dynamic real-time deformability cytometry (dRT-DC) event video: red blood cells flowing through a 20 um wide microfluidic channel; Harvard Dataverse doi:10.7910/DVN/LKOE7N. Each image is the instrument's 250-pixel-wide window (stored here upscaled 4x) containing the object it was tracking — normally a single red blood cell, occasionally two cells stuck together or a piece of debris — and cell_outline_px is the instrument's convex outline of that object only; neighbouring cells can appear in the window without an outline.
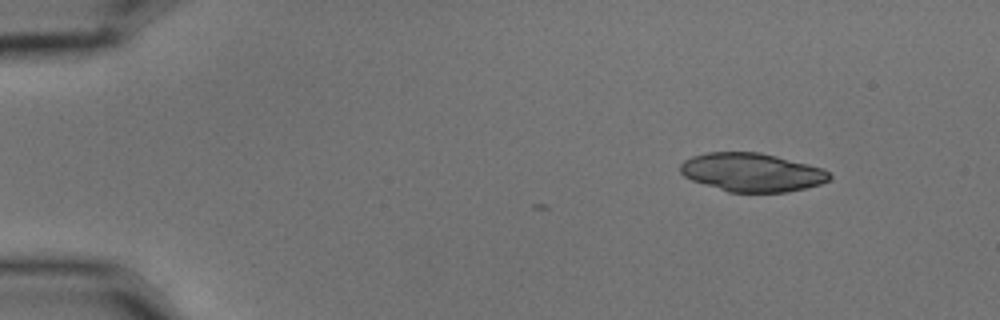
{"species": "common noctule bat (a hibernating species)", "species_latin": "Nyctalus noctula", "temperature_condition": "cold", "stored_images_in_passage": 5, "camera_frame_rate_fps": 3000, "um_per_image_px": 0.085, "animal": {"sex": "male", "body_mass_g": 15.6}, "frame": {"image": 1, "passage_image": 1, "time_ms": 0.0, "image_size_px": [1000, 320], "cell_outline_px": [[832, 176], [828, 180], [820, 184], [788, 192], [728, 192], [692, 180], [684, 176], [680, 172], [680, 164], [684, 160], [692, 156], [708, 152], [760, 152], [824, 168]], "centroid_in_image_um": [63.9, 14.64], "position_along_channel_um": 21.1, "area_um2": 33.41}}